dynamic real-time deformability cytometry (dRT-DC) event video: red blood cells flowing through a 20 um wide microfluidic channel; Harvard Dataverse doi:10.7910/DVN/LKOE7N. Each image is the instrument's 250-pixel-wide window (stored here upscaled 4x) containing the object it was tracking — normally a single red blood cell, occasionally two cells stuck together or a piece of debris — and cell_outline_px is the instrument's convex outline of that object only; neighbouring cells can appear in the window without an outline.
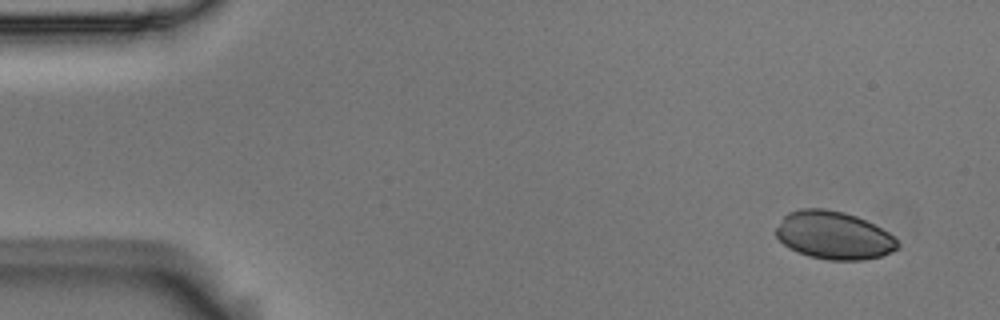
{"species": "Egyptian fruit bat (a non-hibernating species)", "species_latin": "Rousettus aegyptiacus", "temperature_condition": "room temperature", "stored_images_in_passage": 2, "camera_frame_rate_fps": 3000, "um_per_image_px": 0.085, "animal": {"sex": "male"}, "frame": {"image": 1, "passage_image": 1, "time_ms": 0.0, "image_size_px": [1000, 320], "cell_outline_px": [[900, 244], [892, 252], [880, 256], [864, 260], [828, 260], [808, 256], [788, 248], [776, 236], [776, 228], [784, 216], [788, 212], [800, 208], [824, 208], [844, 212], [856, 216], [888, 232]], "centroid_in_image_um": [70.84, 20.0], "position_along_channel_um": 14.2, "area_um2": 33.87}}